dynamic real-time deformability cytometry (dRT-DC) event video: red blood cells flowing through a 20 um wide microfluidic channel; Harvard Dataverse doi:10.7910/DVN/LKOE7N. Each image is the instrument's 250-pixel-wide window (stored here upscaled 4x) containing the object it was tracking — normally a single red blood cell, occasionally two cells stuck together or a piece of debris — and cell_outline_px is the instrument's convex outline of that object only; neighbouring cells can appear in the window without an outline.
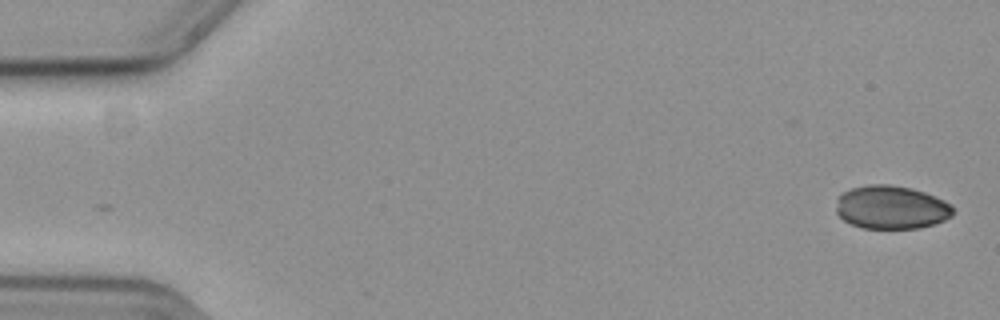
{"species": "common noctule bat (a hibernating species)", "species_latin": "Nyctalus noctula", "temperature_condition": "cold", "stored_images_in_passage": 18, "camera_frame_rate_fps": 3000, "um_per_image_px": 0.085, "animal": {"sex": "female", "body_mass_g": 19.3, "forearm_length_mm": 54.1}, "frame": {"image": 1, "passage_image": 1, "time_ms": 0.0, "image_size_px": [1000, 320], "cell_outline_px": [[952, 216], [944, 220], [920, 228], [860, 228], [844, 220], [836, 212], [836, 208], [840, 196], [844, 192], [852, 188], [868, 184], [888, 184], [912, 188], [924, 192], [944, 200], [952, 204]], "centroid_in_image_um": [75.77, 17.62], "position_along_channel_um": 9.2, "area_um2": 29.42}}
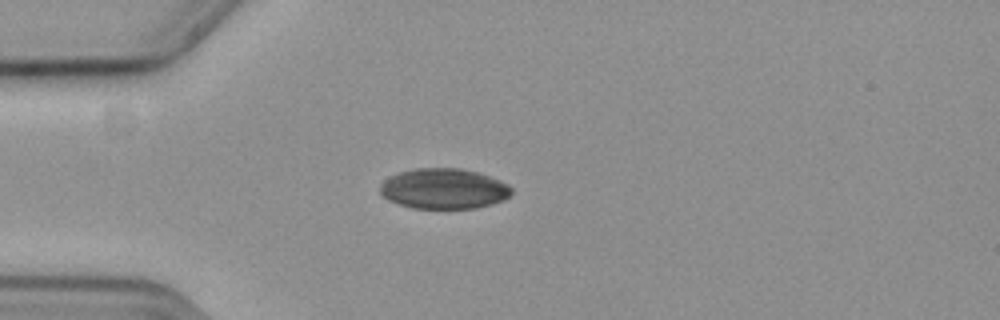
{"frame": {"image": 2, "passage_image": 15, "time_ms": 4.667, "image_size_px": [1000, 320], "cell_outline_px": [[512, 192], [504, 200], [492, 204], [476, 208], [412, 208], [388, 200], [380, 196], [380, 184], [384, 180], [400, 172], [416, 168], [460, 168], [476, 172], [488, 176], [508, 184], [512, 188]], "centroid_in_image_um": [37.71, 16.04], "position_along_channel_um": 47.3, "area_um2": 30.87}}